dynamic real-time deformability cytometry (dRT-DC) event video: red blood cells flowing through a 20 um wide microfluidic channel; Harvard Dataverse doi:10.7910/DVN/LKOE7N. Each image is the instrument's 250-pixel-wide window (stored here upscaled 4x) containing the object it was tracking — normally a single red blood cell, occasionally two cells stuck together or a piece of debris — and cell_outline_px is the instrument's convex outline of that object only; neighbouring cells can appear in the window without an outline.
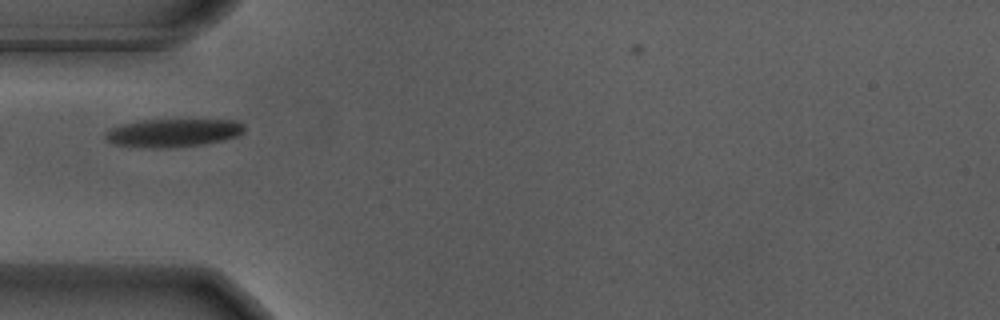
{"species": "Egyptian fruit bat (a non-hibernating species)", "species_latin": "Rousettus aegyptiacus", "temperature_condition": "warm", "stored_images_in_passage": 20, "camera_frame_rate_fps": 3000, "um_per_image_px": 0.085, "animal": {"sex": "male"}, "frame": {"image": 1, "passage_image": 1, "time_ms": 0.0, "image_size_px": [1000, 320], "cell_outline_px": [[244, 132], [236, 136], [220, 140], [200, 144], [164, 148], [144, 148], [116, 144], [108, 140], [104, 136], [108, 128], [124, 124], [144, 120], [236, 120], [244, 124]], "centroid_in_image_um": [14.69, 11.28], "position_along_channel_um": 70.3, "area_um2": 22.48}}
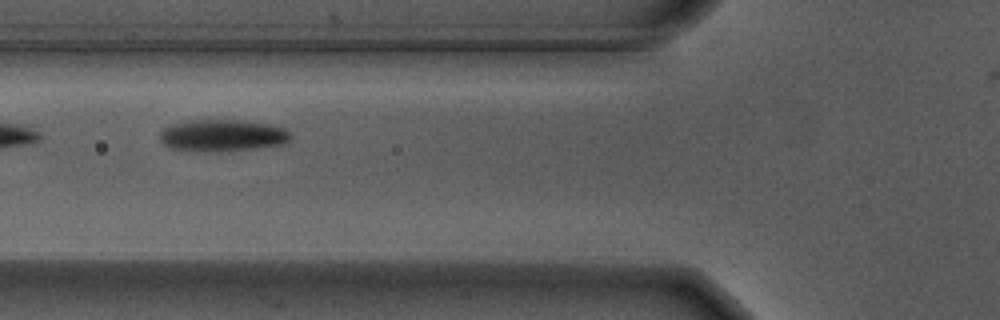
{"frame": {"image": 2, "passage_image": 4, "time_ms": 1.0, "image_size_px": [1000, 320], "cell_outline_px": [[292, 136], [284, 144], [256, 148], [172, 148], [164, 144], [160, 140], [160, 132], [164, 128], [172, 124], [184, 120], [240, 120], [268, 124], [284, 128]], "centroid_in_image_um": [18.93, 11.44], "position_along_channel_um": 106.9, "area_um2": 22.95}}
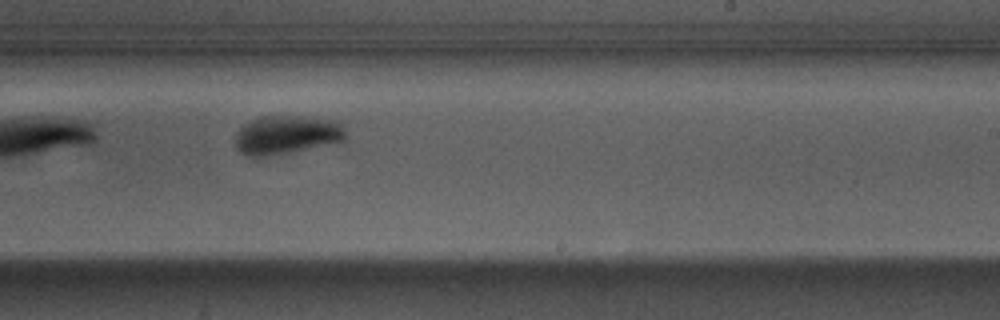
{"frame": {"image": 3, "passage_image": 17, "time_ms": 5.333, "image_size_px": [1000, 320], "cell_outline_px": [[348, 136], [340, 144], [264, 156], [248, 156], [240, 152], [232, 144], [236, 132], [244, 124], [260, 116], [300, 116], [340, 120]], "centroid_in_image_um": [24.42, 11.46], "position_along_channel_um": 264.6, "area_um2": 25.66}}